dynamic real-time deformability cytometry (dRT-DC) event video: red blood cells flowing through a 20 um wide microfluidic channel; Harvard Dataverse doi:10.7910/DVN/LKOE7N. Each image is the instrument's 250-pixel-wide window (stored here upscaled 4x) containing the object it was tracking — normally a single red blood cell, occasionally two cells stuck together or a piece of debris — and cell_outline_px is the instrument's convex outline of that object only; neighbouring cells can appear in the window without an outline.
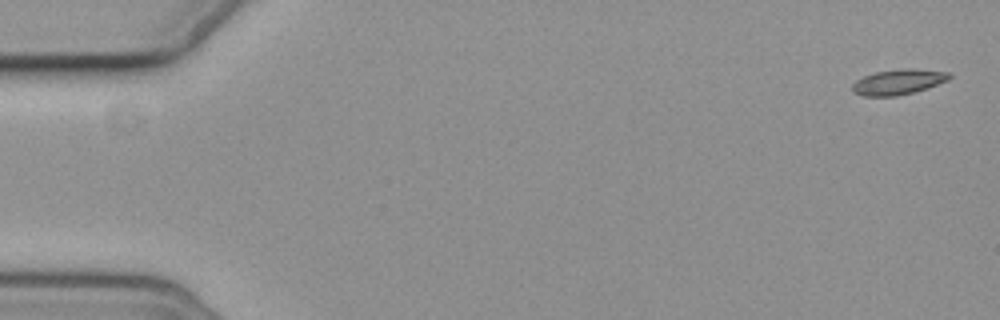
{"species": "common noctule bat (a hibernating species)", "species_latin": "Nyctalus noctula", "temperature_condition": "cold", "stored_images_in_passage": 3, "camera_frame_rate_fps": 3000, "um_per_image_px": 0.085, "animal": {"sex": "female", "body_mass_g": 19.3, "forearm_length_mm": 54.1}, "frame": {"image": 1, "passage_image": 1, "time_ms": 0.0, "image_size_px": [1000, 320], "cell_outline_px": [[952, 76], [948, 80], [928, 88], [896, 96], [864, 96], [852, 92], [852, 84], [856, 80], [864, 76], [876, 72], [900, 68], [912, 68], [948, 72]], "centroid_in_image_um": [76.35, 6.96], "position_along_channel_um": 8.7, "area_um2": 14.33}}